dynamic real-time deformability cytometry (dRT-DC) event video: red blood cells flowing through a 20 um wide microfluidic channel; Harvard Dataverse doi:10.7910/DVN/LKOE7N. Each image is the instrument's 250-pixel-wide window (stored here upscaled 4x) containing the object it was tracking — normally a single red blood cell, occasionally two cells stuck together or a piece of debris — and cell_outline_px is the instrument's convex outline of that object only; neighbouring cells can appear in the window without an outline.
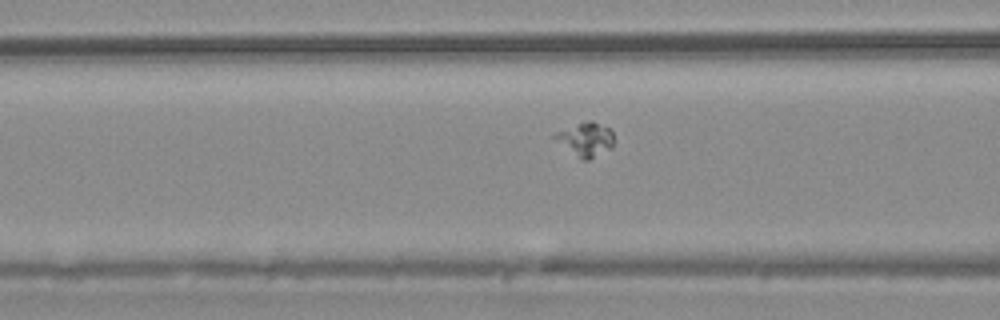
{"species": "common noctule bat (a hibernating species)", "species_latin": "Nyctalus noctula", "temperature_condition": "warm", "stored_images_in_passage": 45, "camera_frame_rate_fps": 3000, "um_per_image_px": 0.085, "animal": {"sex": "male", "body_mass_g": 20.4}, "frame": {"image": 1, "passage_image": 12, "time_ms": 3.667, "image_size_px": [1000, 320], "cell_outline_px": [[612, 148], [588, 160], [584, 160], [552, 136], [556, 132], [588, 120], [592, 120], [608, 128], [612, 132]], "centroid_in_image_um": [49.82, 11.82], "position_along_channel_um": 116.8, "area_um2": 10.98}}
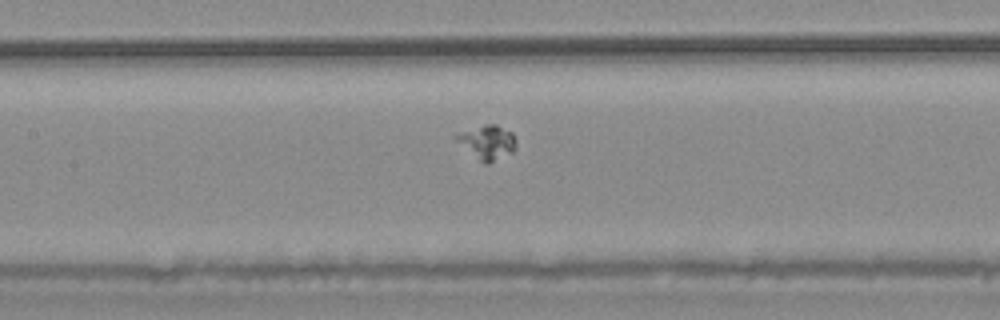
{"frame": {"image": 2, "passage_image": 16, "time_ms": 5.0, "image_size_px": [1000, 320], "cell_outline_px": [[516, 148], [512, 152], [488, 164], [484, 164], [452, 136], [484, 124], [496, 124], [512, 132], [516, 140]], "centroid_in_image_um": [41.47, 12.08], "position_along_channel_um": 165.9, "area_um2": 11.62}}
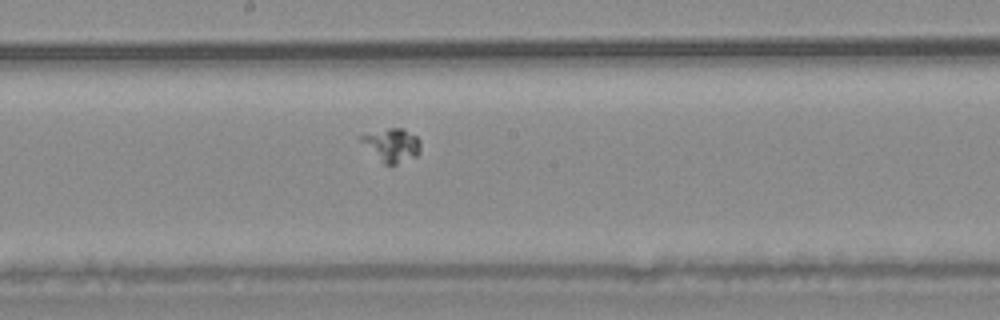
{"frame": {"image": 3, "passage_image": 20, "time_ms": 6.333, "image_size_px": [1000, 320], "cell_outline_px": [[420, 148], [416, 156], [396, 164], [384, 164], [360, 140], [360, 136], [388, 128], [400, 128], [416, 136], [420, 140]], "centroid_in_image_um": [33.33, 12.33], "position_along_channel_um": 214.9, "area_um2": 11.04}}